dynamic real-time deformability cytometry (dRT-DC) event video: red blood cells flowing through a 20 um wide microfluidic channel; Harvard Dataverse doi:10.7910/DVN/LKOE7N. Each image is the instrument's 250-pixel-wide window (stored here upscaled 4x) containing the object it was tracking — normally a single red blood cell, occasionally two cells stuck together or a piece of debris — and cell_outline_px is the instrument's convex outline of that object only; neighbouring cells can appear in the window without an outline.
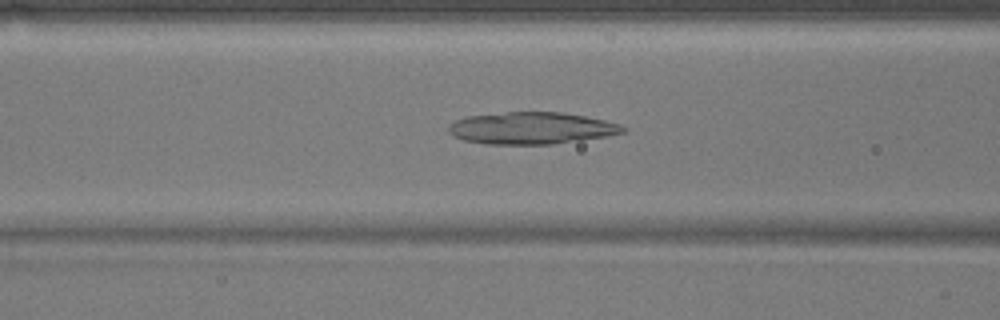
{"species": "common noctule bat (a hibernating species)", "species_latin": "Nyctalus noctula", "temperature_condition": "warm", "stored_images_in_passage": 42, "camera_frame_rate_fps": 3000, "um_per_image_px": 0.085, "animal": {"sex": "male", "body_mass_g": 17.9}, "frame": {"image": 1, "passage_image": 10, "time_ms": 3.0, "image_size_px": [1000, 320], "cell_outline_px": [[628, 132], [608, 136], [552, 144], [488, 144], [464, 140], [452, 136], [448, 132], [448, 124], [456, 120], [468, 116], [508, 112], [564, 112], [604, 120], [620, 124], [628, 128]], "centroid_in_image_um": [45.2, 10.89], "position_along_channel_um": 121.4, "area_um2": 32.6}}
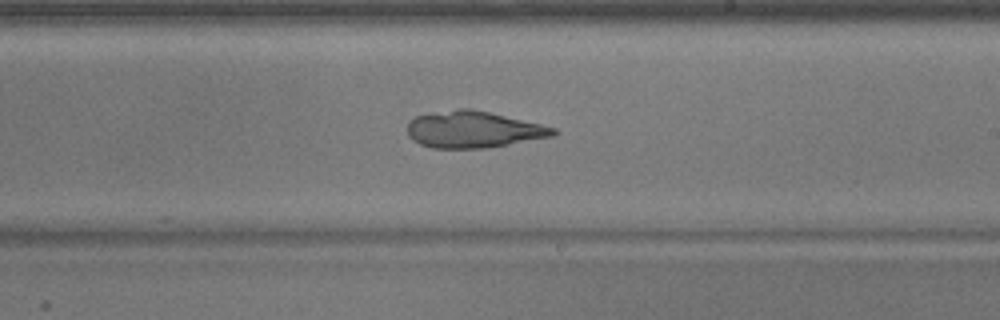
{"frame": {"image": 2, "passage_image": 20, "time_ms": 6.333, "image_size_px": [1000, 320], "cell_outline_px": [[560, 132], [552, 136], [488, 148], [432, 148], [420, 144], [412, 140], [408, 136], [408, 120], [416, 116], [460, 108], [472, 108], [540, 124], [556, 128]], "centroid_in_image_um": [40.22, 11.01], "position_along_channel_um": 248.8, "area_um2": 31.04}}
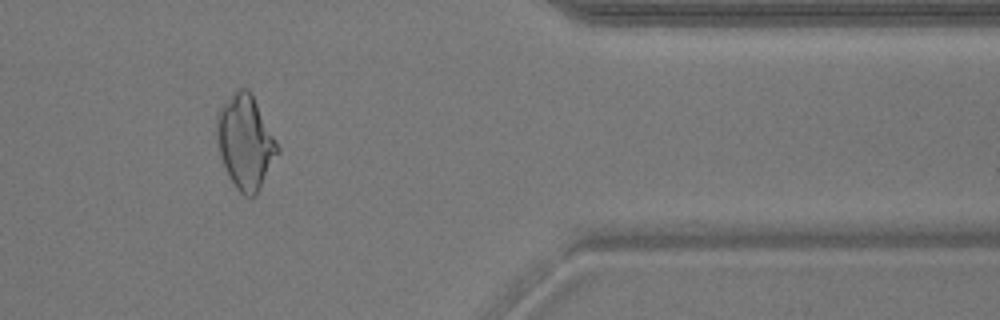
{"frame": {"image": 3, "passage_image": 33, "time_ms": 10.667, "image_size_px": [1000, 320], "cell_outline_px": [[280, 152], [256, 196], [244, 196], [236, 188], [228, 176], [220, 156], [216, 132], [216, 116], [220, 108], [232, 92], [236, 88], [248, 88], [280, 148]], "centroid_in_image_um": [20.85, 12.09], "position_along_channel_um": 390.6, "area_um2": 33.12}}